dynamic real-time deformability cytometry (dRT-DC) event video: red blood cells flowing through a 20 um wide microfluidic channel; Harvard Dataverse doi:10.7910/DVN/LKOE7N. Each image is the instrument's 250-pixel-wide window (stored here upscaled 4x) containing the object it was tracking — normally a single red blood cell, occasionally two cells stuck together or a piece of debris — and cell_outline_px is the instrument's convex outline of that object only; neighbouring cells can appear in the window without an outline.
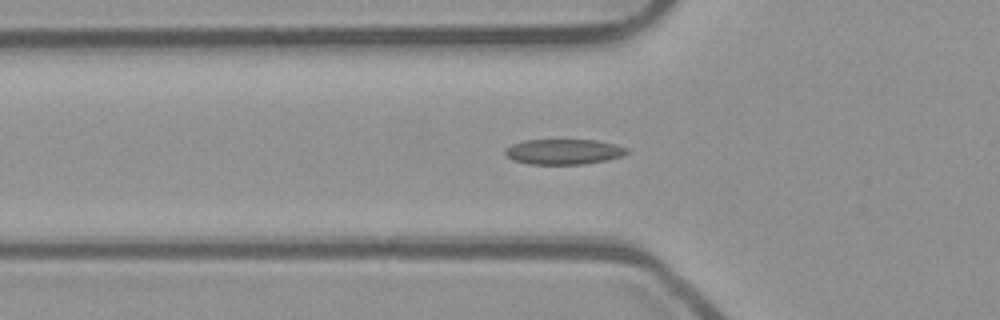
{"species": "common noctule bat (a hibernating species)", "species_latin": "Nyctalus noctula", "temperature_condition": "room temperature", "stored_images_in_passage": 37, "camera_frame_rate_fps": 3000, "um_per_image_px": 0.085, "animal": {"sex": "male", "body_mass_g": 23.1, "forearm_length_mm": 52.7}, "frame": {"image": 1, "passage_image": 8, "time_ms": 2.333, "image_size_px": [1000, 320], "cell_outline_px": [[628, 152], [624, 156], [608, 160], [584, 164], [528, 164], [516, 160], [508, 156], [504, 152], [512, 144], [524, 140], [596, 140], [616, 144], [628, 148]], "centroid_in_image_um": [47.98, 12.89], "position_along_channel_um": 77.8, "area_um2": 17.92}}
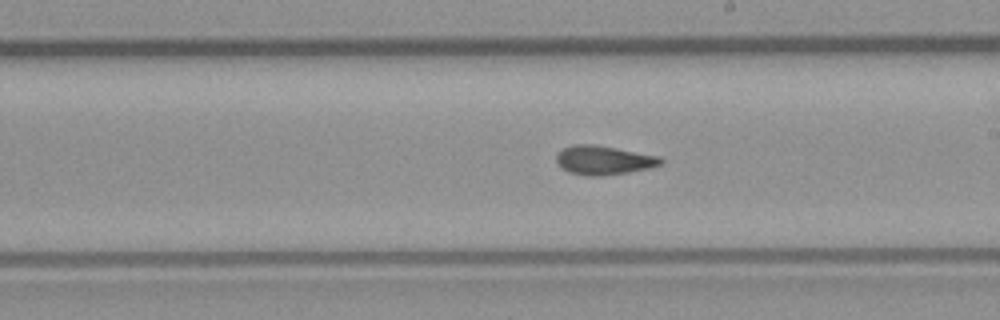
{"frame": {"image": 2, "passage_image": 20, "time_ms": 6.333, "image_size_px": [1000, 320], "cell_outline_px": [[664, 160], [660, 164], [648, 168], [628, 172], [600, 176], [588, 176], [568, 172], [556, 160], [556, 156], [560, 148], [572, 144], [592, 144], [616, 148], [660, 156]], "centroid_in_image_um": [51.29, 13.6], "position_along_channel_um": 237.7, "area_um2": 17.57}}
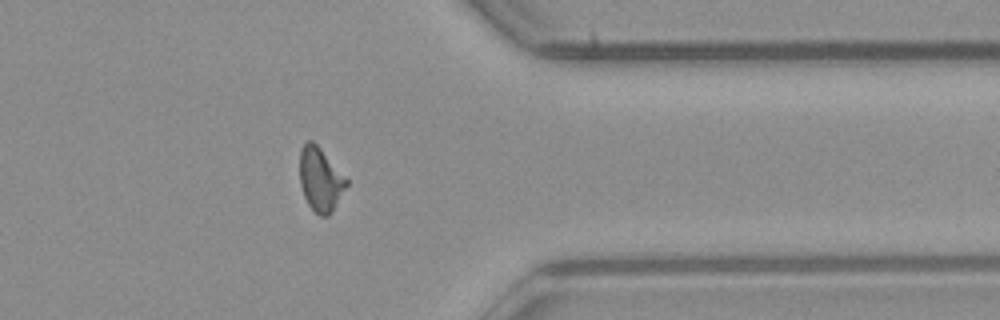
{"frame": {"image": 3, "passage_image": 32, "time_ms": 10.333, "image_size_px": [1000, 320], "cell_outline_px": [[348, 184], [328, 216], [320, 216], [308, 204], [304, 196], [300, 184], [300, 148], [308, 140], [312, 140], [320, 148], [348, 180]], "centroid_in_image_um": [27.21, 15.23], "position_along_channel_um": 384.2, "area_um2": 16.99}}